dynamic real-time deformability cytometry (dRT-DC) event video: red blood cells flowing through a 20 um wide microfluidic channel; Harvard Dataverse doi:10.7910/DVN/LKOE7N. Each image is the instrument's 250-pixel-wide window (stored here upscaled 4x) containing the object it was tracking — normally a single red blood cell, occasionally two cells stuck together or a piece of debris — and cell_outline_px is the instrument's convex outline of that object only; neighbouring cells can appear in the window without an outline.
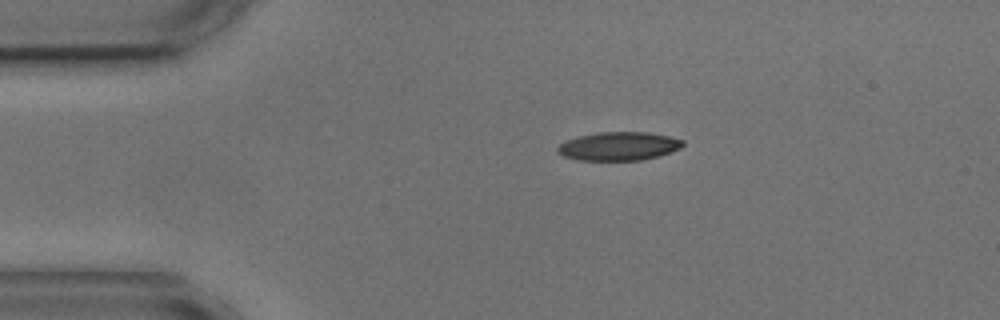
{"species": "common noctule bat (a hibernating species)", "species_latin": "Nyctalus noctula", "temperature_condition": "cold", "stored_images_in_passage": 4, "camera_frame_rate_fps": 3000, "um_per_image_px": 0.085, "animal": {"sex": "male", "body_mass_g": 17.9, "forearm_length_mm": 54.2}, "frame": {"image": 1, "passage_image": 2, "time_ms": 1.333, "image_size_px": [1000, 320], "cell_outline_px": [[684, 144], [680, 148], [672, 152], [640, 160], [580, 160], [564, 156], [556, 152], [556, 148], [564, 140], [580, 136], [600, 132], [648, 132], [668, 136], [684, 140]], "centroid_in_image_um": [52.58, 12.42], "position_along_channel_um": 32.4, "area_um2": 20.75}}
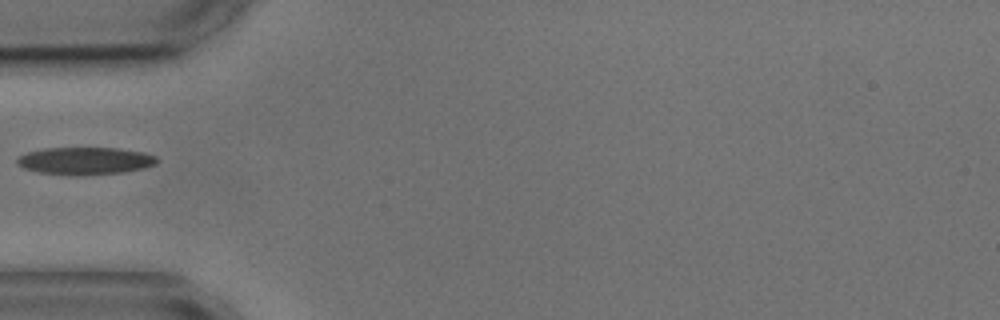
{"frame": {"image": 2, "passage_image": 4, "time_ms": 3.667, "image_size_px": [1000, 320], "cell_outline_px": [[160, 160], [156, 164], [144, 168], [124, 172], [84, 176], [68, 176], [40, 172], [24, 168], [16, 164], [16, 160], [20, 156], [28, 152], [44, 148], [120, 148], [144, 152], [156, 156]], "centroid_in_image_um": [7.27, 13.68], "position_along_channel_um": 77.7, "area_um2": 22.72}}